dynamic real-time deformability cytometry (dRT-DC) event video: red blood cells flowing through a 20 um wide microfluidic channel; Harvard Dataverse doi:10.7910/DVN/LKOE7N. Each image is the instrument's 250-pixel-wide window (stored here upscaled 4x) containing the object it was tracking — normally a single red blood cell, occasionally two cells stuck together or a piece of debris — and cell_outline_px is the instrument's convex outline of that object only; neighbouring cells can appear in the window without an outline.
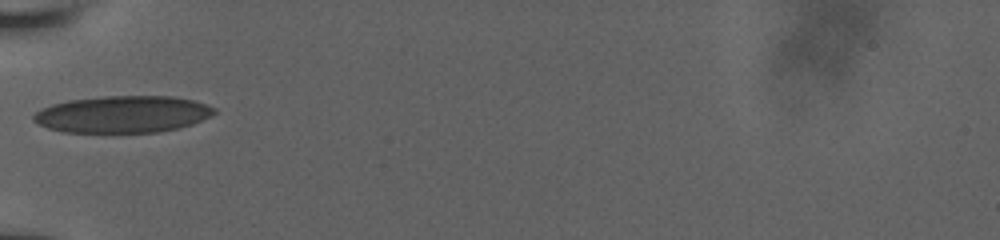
{"species": "human", "species_latin": "Homo sapiens", "temperature_condition": "room temperature", "stored_images_in_passage": 4, "camera_frame_rate_fps": 3000, "um_per_image_px": 0.085, "donor": {"sex": "male"}, "frame": {"image": 1, "passage_image": 1, "time_ms": 0.0, "image_size_px": [1000, 240], "cell_outline_px": [[216, 112], [212, 116], [192, 124], [160, 132], [64, 132], [48, 128], [32, 120], [32, 116], [40, 108], [52, 104], [68, 100], [104, 96], [172, 96], [192, 100], [216, 108]], "centroid_in_image_um": [10.42, 9.71], "position_along_channel_um": 74.6, "area_um2": 38.84}}
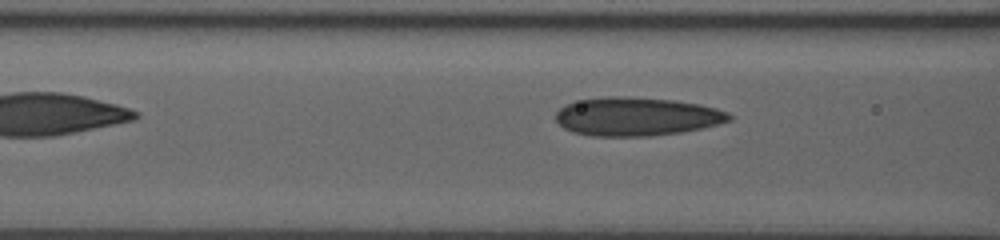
{"frame": {"image": 2, "passage_image": 3, "time_ms": 1.0, "image_size_px": [1000, 240], "cell_outline_px": [[732, 120], [700, 128], [680, 132], [648, 136], [592, 136], [572, 132], [564, 128], [556, 120], [556, 112], [560, 108], [568, 104], [584, 100], [608, 96], [616, 96], [672, 100], [700, 104], [716, 108], [728, 112], [732, 116]], "centroid_in_image_um": [54.12, 9.91], "position_along_channel_um": 112.5, "area_um2": 38.49}}